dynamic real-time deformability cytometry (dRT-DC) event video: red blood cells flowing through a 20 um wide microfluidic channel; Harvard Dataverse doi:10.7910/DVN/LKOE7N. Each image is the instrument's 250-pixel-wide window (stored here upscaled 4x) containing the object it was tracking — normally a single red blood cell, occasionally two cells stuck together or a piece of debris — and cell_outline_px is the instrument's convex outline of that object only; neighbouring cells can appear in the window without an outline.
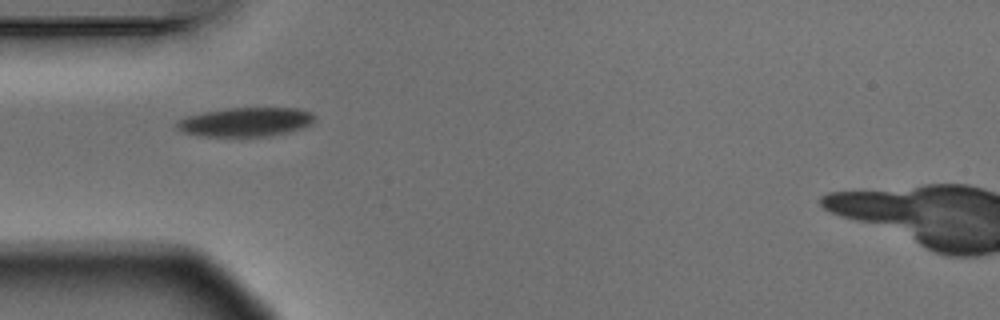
{"species": "Egyptian fruit bat (a non-hibernating species)", "species_latin": "Rousettus aegyptiacus", "temperature_condition": "warm", "stored_images_in_passage": 2, "camera_frame_rate_fps": 3000, "um_per_image_px": 0.085, "animal": {"sex": "male"}, "frame": {"image": 1, "passage_image": 1, "time_ms": 0.0, "image_size_px": [1000, 320], "cell_outline_px": [[312, 124], [288, 132], [272, 136], [200, 136], [180, 132], [176, 128], [176, 124], [180, 120], [188, 116], [204, 112], [228, 108], [296, 108], [312, 112]], "centroid_in_image_um": [20.85, 10.37], "position_along_channel_um": 64.1, "area_um2": 23.18}}
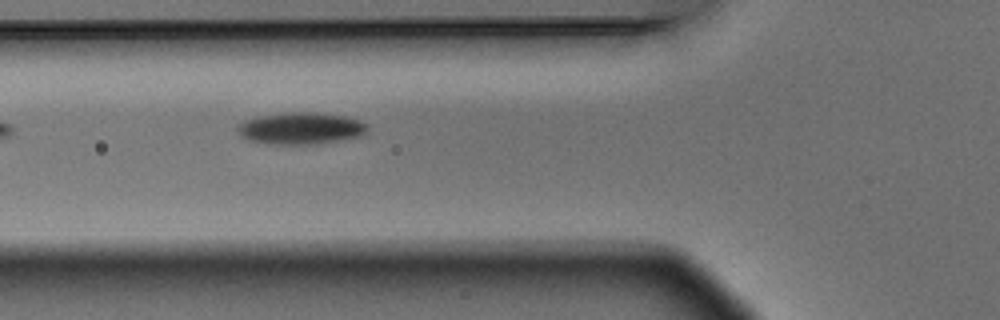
{"frame": {"image": 2, "passage_image": 2, "time_ms": 0.333, "image_size_px": [1000, 320], "cell_outline_px": [[368, 132], [360, 136], [316, 144], [268, 144], [248, 140], [240, 136], [236, 128], [236, 124], [244, 120], [260, 116], [292, 112], [312, 112], [344, 116], [360, 120], [368, 124]], "centroid_in_image_um": [25.55, 10.91], "position_along_channel_um": 100.3, "area_um2": 24.22}}